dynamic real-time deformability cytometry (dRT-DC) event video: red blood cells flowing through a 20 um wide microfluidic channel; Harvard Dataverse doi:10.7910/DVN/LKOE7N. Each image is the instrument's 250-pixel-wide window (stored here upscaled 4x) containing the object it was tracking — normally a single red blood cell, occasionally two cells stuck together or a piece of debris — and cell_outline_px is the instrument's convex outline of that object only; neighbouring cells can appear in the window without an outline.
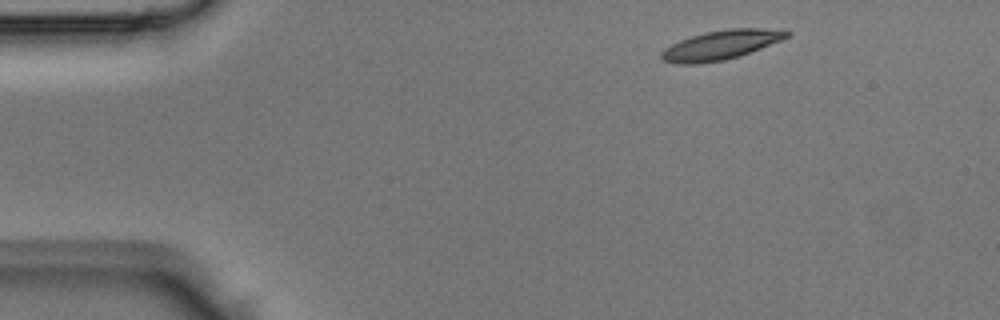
{"species": "Egyptian fruit bat (a non-hibernating species)", "species_latin": "Rousettus aegyptiacus", "temperature_condition": "room temperature", "stored_images_in_passage": 4, "camera_frame_rate_fps": 3000, "um_per_image_px": 0.085, "animal": {"sex": "male"}, "frame": {"image": 1, "passage_image": 1, "time_ms": 0.0, "image_size_px": [1000, 320], "cell_outline_px": [[792, 32], [788, 36], [780, 40], [740, 56], [724, 60], [696, 64], [676, 64], [664, 60], [660, 56], [660, 52], [664, 48], [680, 40], [692, 36], [708, 32], [728, 28], [760, 28]], "centroid_in_image_um": [61.22, 3.83], "position_along_channel_um": 23.8, "area_um2": 21.1}}
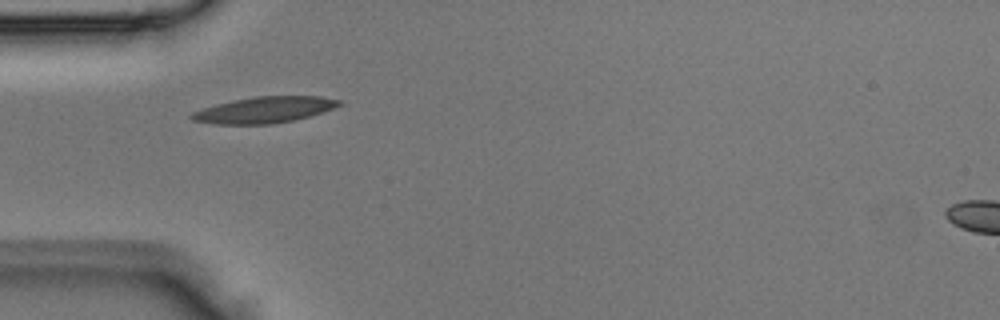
{"frame": {"image": 2, "passage_image": 3, "time_ms": 0.667, "image_size_px": [1000, 320], "cell_outline_px": [[344, 104], [308, 116], [292, 120], [272, 124], [212, 124], [192, 120], [188, 116], [192, 112], [216, 104], [232, 100], [256, 96], [320, 96], [344, 100]], "centroid_in_image_um": [22.46, 9.33], "position_along_channel_um": 62.5, "area_um2": 22.48}}
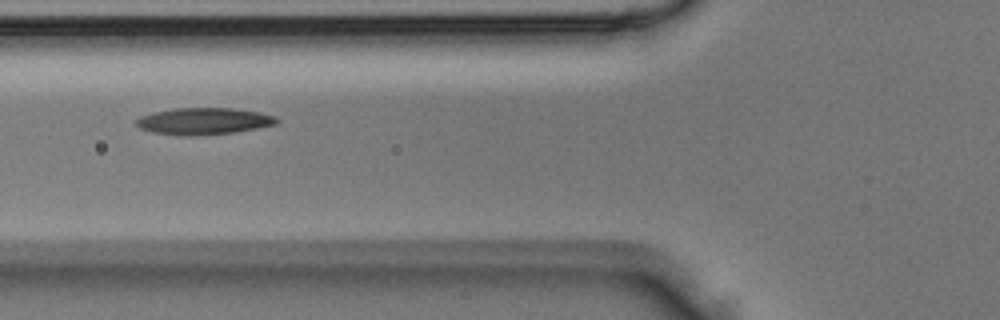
{"frame": {"image": 3, "passage_image": 4, "time_ms": 1.0, "image_size_px": [1000, 320], "cell_outline_px": [[280, 120], [276, 124], [256, 128], [232, 132], [192, 136], [180, 136], [152, 132], [140, 128], [136, 124], [136, 120], [140, 116], [152, 112], [176, 108], [232, 108], [260, 112], [276, 116]], "centroid_in_image_um": [17.31, 10.29], "position_along_channel_um": 108.5, "area_um2": 21.91}}